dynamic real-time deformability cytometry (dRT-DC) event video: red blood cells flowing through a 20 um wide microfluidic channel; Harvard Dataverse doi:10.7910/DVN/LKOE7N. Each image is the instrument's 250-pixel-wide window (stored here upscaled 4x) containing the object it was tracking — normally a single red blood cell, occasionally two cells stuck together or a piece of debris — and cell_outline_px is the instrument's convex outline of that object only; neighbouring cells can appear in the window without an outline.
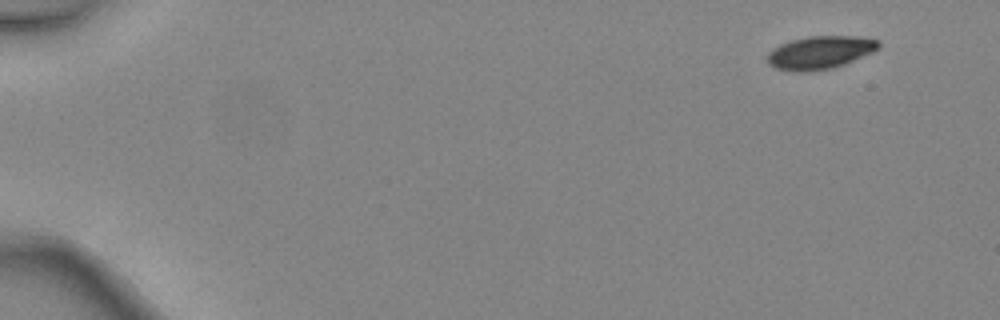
{"species": "common noctule bat (a hibernating species)", "species_latin": "Nyctalus noctula", "temperature_condition": "warm", "stored_images_in_passage": 5, "camera_frame_rate_fps": 3000, "um_per_image_px": 0.085, "animal": {"sex": "female", "body_mass_g": 24.6, "forearm_length_mm": 56.2}, "frame": {"image": 1, "passage_image": 1, "time_ms": 0.0, "image_size_px": [1000, 320], "cell_outline_px": [[880, 48], [872, 52], [844, 64], [832, 68], [808, 72], [796, 72], [776, 68], [768, 64], [768, 52], [772, 48], [780, 44], [792, 40], [808, 36], [856, 36], [880, 40]], "centroid_in_image_um": [69.7, 4.46], "position_along_channel_um": 15.3, "area_um2": 21.44}}
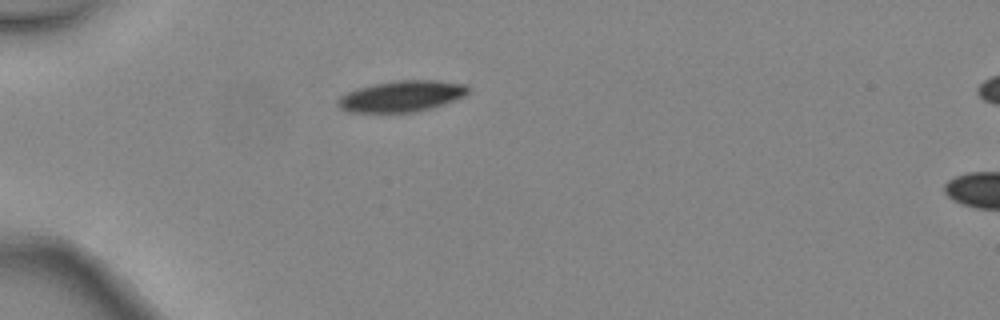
{"frame": {"image": 2, "passage_image": 4, "time_ms": 1.0, "image_size_px": [1000, 320], "cell_outline_px": [[468, 92], [464, 96], [444, 104], [432, 108], [416, 112], [348, 112], [340, 108], [336, 104], [336, 100], [340, 96], [348, 92], [360, 88], [376, 84], [396, 80], [436, 80], [464, 84], [468, 88]], "centroid_in_image_um": [34.12, 8.19], "position_along_channel_um": 50.9, "area_um2": 23.47}}